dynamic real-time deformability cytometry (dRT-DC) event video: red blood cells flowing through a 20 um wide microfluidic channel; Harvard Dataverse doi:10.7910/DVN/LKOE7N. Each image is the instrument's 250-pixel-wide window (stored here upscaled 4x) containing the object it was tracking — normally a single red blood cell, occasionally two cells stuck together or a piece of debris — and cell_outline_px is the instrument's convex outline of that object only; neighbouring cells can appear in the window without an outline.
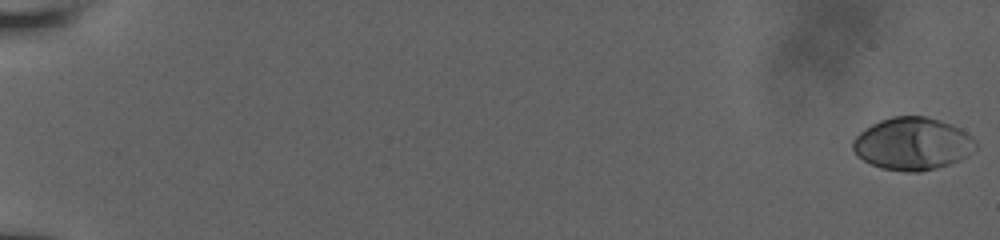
{"species": "human", "species_latin": "Homo sapiens", "temperature_condition": "room temperature", "stored_images_in_passage": 22, "camera_frame_rate_fps": 3000, "um_per_image_px": 0.085, "donor": {"sex": "male"}, "frame": {"image": 1, "passage_image": 1, "time_ms": 0.0, "image_size_px": [1000, 240], "cell_outline_px": [[976, 148], [968, 156], [948, 164], [936, 168], [920, 172], [908, 172], [880, 168], [864, 160], [852, 148], [852, 140], [860, 132], [872, 124], [880, 120], [892, 116], [924, 116], [940, 120], [952, 124], [968, 132], [976, 140]], "centroid_in_image_um": [77.59, 12.21], "position_along_channel_um": 7.4, "area_um2": 37.63}}
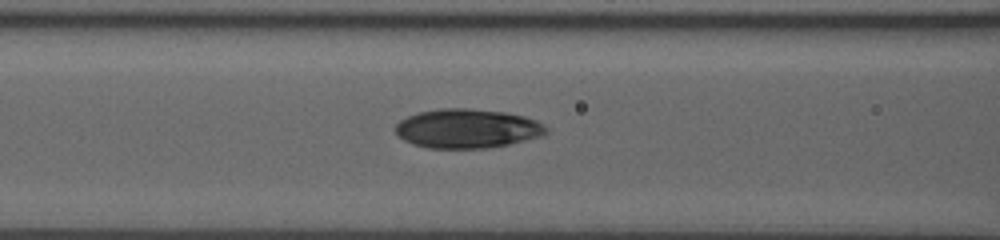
{"frame": {"image": 2, "passage_image": 19, "time_ms": 8.667, "image_size_px": [1000, 240], "cell_outline_px": [[548, 132], [544, 136], [508, 144], [488, 148], [428, 148], [412, 144], [404, 140], [392, 128], [400, 120], [408, 116], [420, 112], [440, 108], [468, 108], [508, 112], [524, 116], [536, 120], [544, 124], [548, 128]], "centroid_in_image_um": [39.74, 10.92], "position_along_channel_um": 126.9, "area_um2": 34.74}}
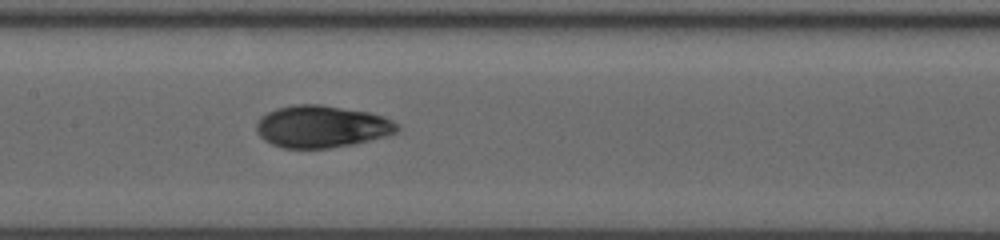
{"frame": {"image": 3, "passage_image": 22, "time_ms": 10.0, "image_size_px": [1000, 240], "cell_outline_px": [[400, 128], [396, 132], [388, 136], [352, 144], [328, 148], [284, 148], [272, 144], [264, 140], [256, 132], [256, 124], [260, 116], [276, 108], [292, 104], [320, 104], [368, 112], [384, 116], [400, 124]], "centroid_in_image_um": [27.34, 10.75], "position_along_channel_um": 180.1, "area_um2": 34.8}}